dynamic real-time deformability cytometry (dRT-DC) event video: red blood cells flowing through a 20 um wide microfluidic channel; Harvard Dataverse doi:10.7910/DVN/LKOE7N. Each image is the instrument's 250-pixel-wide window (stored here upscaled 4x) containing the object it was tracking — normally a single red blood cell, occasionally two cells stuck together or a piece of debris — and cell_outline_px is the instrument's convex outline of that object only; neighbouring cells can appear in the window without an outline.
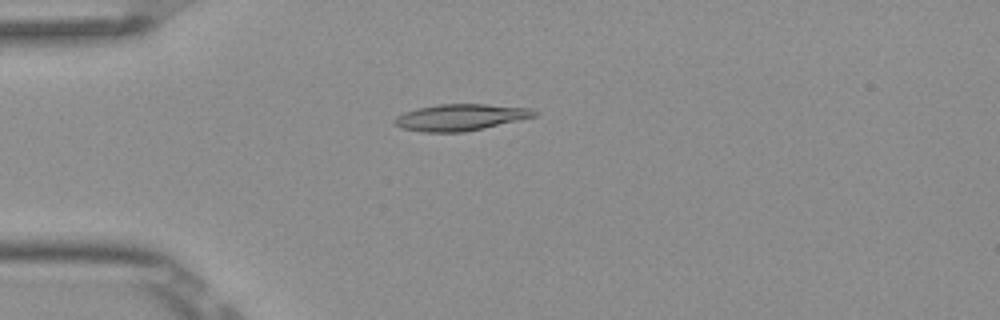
{"species": "Egyptian fruit bat (a non-hibernating species)", "species_latin": "Rousettus aegyptiacus", "temperature_condition": "room temperature", "stored_images_in_passage": 2, "camera_frame_rate_fps": 3000, "um_per_image_px": 0.085, "frame": {"image": 1, "passage_image": 2, "time_ms": 0.333, "image_size_px": [1000, 320], "cell_outline_px": [[540, 112], [536, 116], [520, 120], [484, 128], [464, 132], [424, 132], [400, 128], [392, 120], [396, 116], [404, 112], [416, 108], [440, 104], [488, 104], [532, 108]], "centroid_in_image_um": [39.16, 9.97], "position_along_channel_um": 45.8, "area_um2": 21.79}}